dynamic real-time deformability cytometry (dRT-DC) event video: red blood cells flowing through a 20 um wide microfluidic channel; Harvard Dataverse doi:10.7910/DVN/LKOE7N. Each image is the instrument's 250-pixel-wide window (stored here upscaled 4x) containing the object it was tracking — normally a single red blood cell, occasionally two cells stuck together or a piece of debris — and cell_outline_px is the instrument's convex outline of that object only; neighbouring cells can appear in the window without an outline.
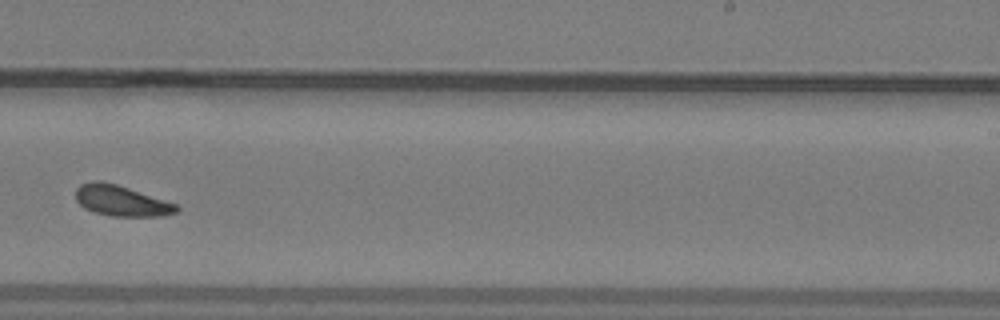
{"species": "common noctule bat (a hibernating species)", "species_latin": "Nyctalus noctula", "temperature_condition": "warm", "stored_images_in_passage": 33, "camera_frame_rate_fps": 3000, "um_per_image_px": 0.085, "animal": {"sex": "male", "body_mass_g": 19.2, "forearm_length_mm": 51.8}, "frame": {"image": 1, "passage_image": 19, "time_ms": 6.0, "image_size_px": [1000, 320], "cell_outline_px": [[180, 208], [176, 212], [160, 216], [112, 216], [92, 212], [84, 208], [76, 200], [76, 188], [80, 184], [92, 180], [100, 180], [116, 184], [176, 204]], "centroid_in_image_um": [10.25, 17.06], "position_along_channel_um": 278.7, "area_um2": 17.92}}